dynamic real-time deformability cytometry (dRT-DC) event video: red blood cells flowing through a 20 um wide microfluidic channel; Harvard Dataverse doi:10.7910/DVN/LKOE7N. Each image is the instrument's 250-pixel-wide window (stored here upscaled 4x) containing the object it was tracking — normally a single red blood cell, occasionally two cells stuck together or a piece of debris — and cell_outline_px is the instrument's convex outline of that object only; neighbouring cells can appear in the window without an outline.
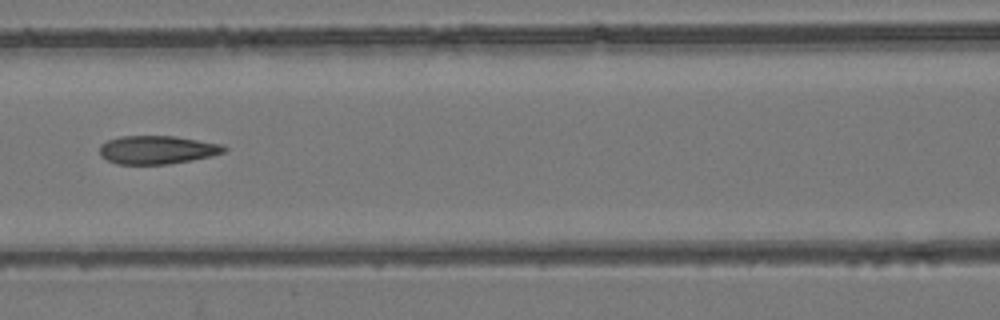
{"species": "common noctule bat (a hibernating species)", "species_latin": "Nyctalus noctula", "temperature_condition": "room temperature", "stored_images_in_passage": 8, "camera_frame_rate_fps": 3000, "um_per_image_px": 0.085, "animal": {"sex": "female", "body_mass_g": 24.6, "forearm_length_mm": 56.2}, "frame": {"image": 1, "passage_image": 8, "time_ms": 2.333, "image_size_px": [1000, 320], "cell_outline_px": [[228, 148], [224, 152], [212, 156], [192, 160], [168, 164], [116, 164], [100, 156], [100, 144], [108, 140], [120, 136], [176, 136], [220, 144]], "centroid_in_image_um": [13.35, 12.73], "position_along_channel_um": 153.3, "area_um2": 20.58}}